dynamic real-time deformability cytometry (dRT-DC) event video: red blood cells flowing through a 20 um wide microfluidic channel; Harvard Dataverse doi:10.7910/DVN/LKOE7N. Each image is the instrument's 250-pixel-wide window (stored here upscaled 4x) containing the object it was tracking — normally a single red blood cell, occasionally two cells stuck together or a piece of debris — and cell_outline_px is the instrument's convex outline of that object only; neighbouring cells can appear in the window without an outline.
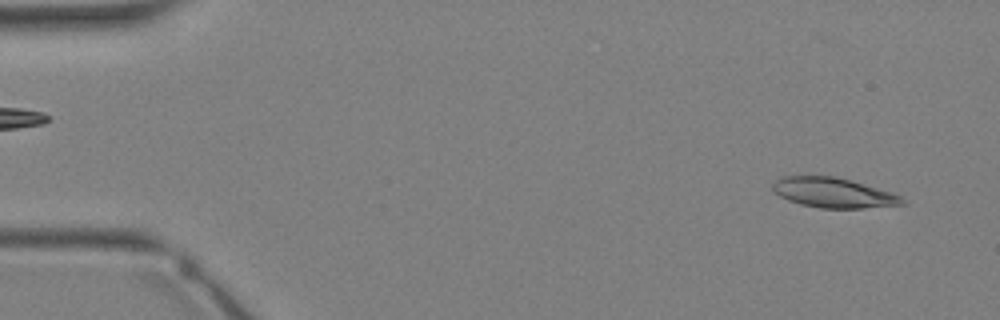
{"species": "Egyptian fruit bat (a non-hibernating species)", "species_latin": "Rousettus aegyptiacus", "temperature_condition": "warm", "stored_images_in_passage": 34, "camera_frame_rate_fps": 3000, "um_per_image_px": 0.085, "animal": {"sex": "female"}, "frame": {"image": 1, "passage_image": 2, "time_ms": 0.333, "image_size_px": [1000, 320], "cell_outline_px": [[908, 204], [864, 208], [820, 208], [800, 204], [788, 200], [772, 192], [772, 184], [780, 176], [836, 176], [852, 180], [892, 192], [900, 196]], "centroid_in_image_um": [70.83, 16.38], "position_along_channel_um": 14.2, "area_um2": 22.83}}
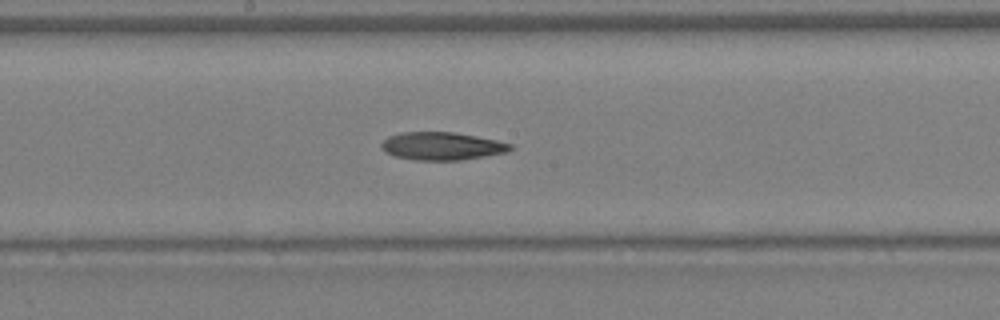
{"frame": {"image": 2, "passage_image": 18, "time_ms": 5.667, "image_size_px": [1000, 320], "cell_outline_px": [[512, 148], [508, 152], [460, 160], [416, 160], [396, 156], [384, 152], [380, 148], [380, 144], [388, 136], [400, 132], [452, 132], [476, 136], [496, 140], [512, 144]], "centroid_in_image_um": [37.53, 12.41], "position_along_channel_um": 210.7, "area_um2": 20.92}}
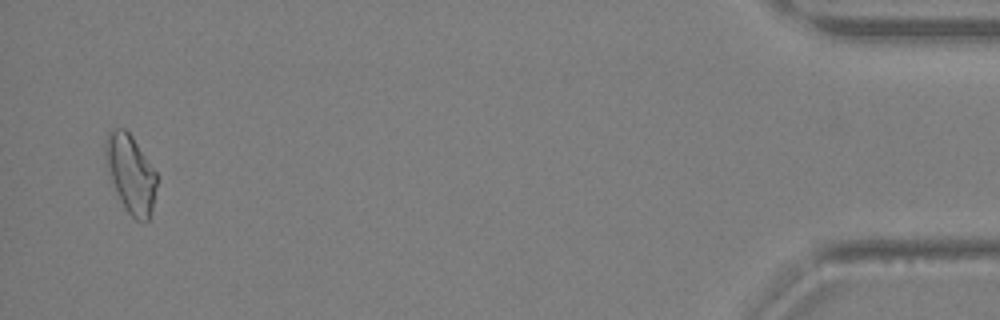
{"frame": {"image": 3, "passage_image": 33, "time_ms": 10.667, "image_size_px": [1000, 320], "cell_outline_px": [[156, 188], [152, 208], [148, 220], [136, 220], [128, 212], [112, 180], [104, 148], [104, 140], [108, 132], [112, 128], [124, 128], [132, 136], [156, 172]], "centroid_in_image_um": [11.12, 14.7], "position_along_channel_um": 424.1, "area_um2": 22.48}}